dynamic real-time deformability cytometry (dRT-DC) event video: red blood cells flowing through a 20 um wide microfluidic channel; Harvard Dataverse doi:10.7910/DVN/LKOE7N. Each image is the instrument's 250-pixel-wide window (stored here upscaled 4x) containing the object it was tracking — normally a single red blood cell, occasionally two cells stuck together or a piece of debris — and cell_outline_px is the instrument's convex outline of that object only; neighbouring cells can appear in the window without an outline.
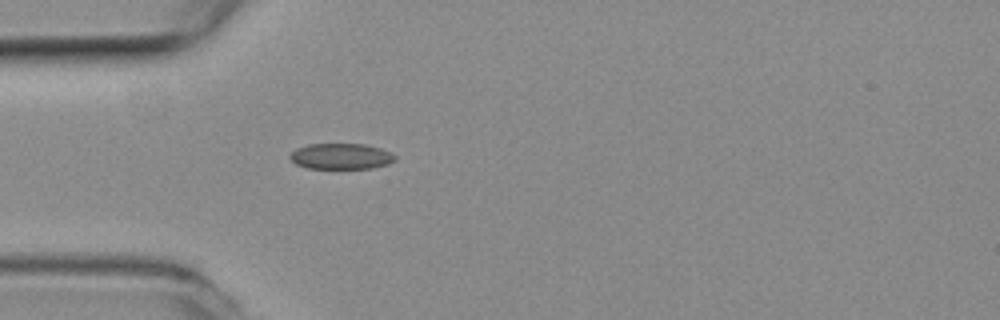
{"species": "common noctule bat (a hibernating species)", "species_latin": "Nyctalus noctula", "temperature_condition": "room temperature", "stored_images_in_passage": 40, "camera_frame_rate_fps": 3000, "um_per_image_px": 0.085, "animal": {"sex": "female", "body_mass_g": 19.3, "forearm_length_mm": 54.1}, "frame": {"image": 1, "passage_image": 1, "time_ms": 0.0, "image_size_px": [1000, 320], "cell_outline_px": [[396, 160], [388, 164], [372, 168], [308, 168], [296, 164], [288, 156], [296, 148], [308, 144], [364, 144], [380, 148], [392, 152], [396, 156]], "centroid_in_image_um": [29.01, 13.28], "position_along_channel_um": 56.0, "area_um2": 15.84}}
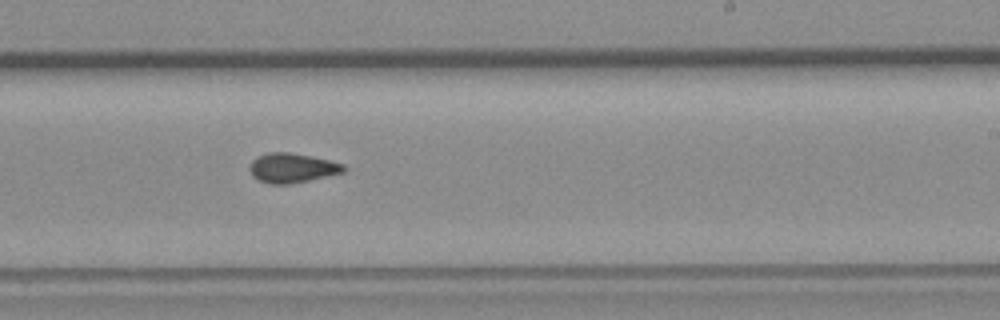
{"frame": {"image": 2, "passage_image": 18, "time_ms": 5.667, "image_size_px": [1000, 320], "cell_outline_px": [[348, 168], [344, 172], [308, 180], [288, 184], [268, 184], [252, 176], [248, 168], [252, 160], [256, 156], [268, 152], [288, 152], [328, 160], [344, 164]], "centroid_in_image_um": [24.79, 14.27], "position_along_channel_um": 264.2, "area_um2": 16.13}}
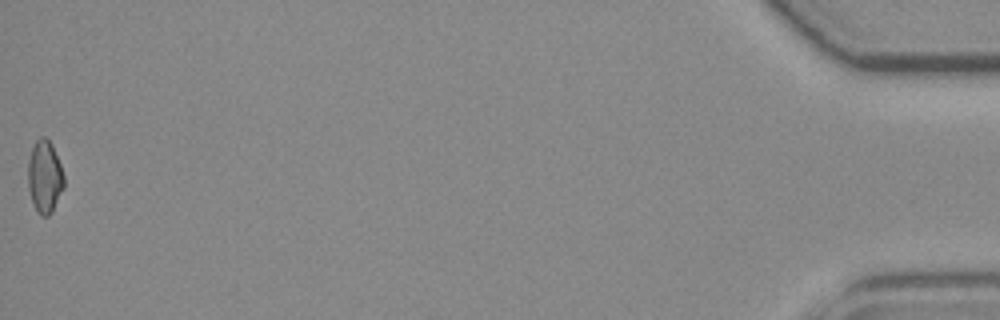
{"frame": {"image": 3, "passage_image": 40, "time_ms": 13.0, "image_size_px": [1000, 320], "cell_outline_px": [[64, 188], [52, 212], [48, 216], [40, 216], [36, 212], [28, 188], [28, 160], [32, 148], [36, 140], [40, 136], [44, 136], [52, 144], [60, 164], [64, 176]], "centroid_in_image_um": [3.8, 15.04], "position_along_channel_um": 431.4, "area_um2": 15.32}, "authors_computed_cell_mechanics": {"area_um2": 15.6927, "velocity_mm_per_s": 3.7427, "shape_relaxation_time_tau1_ms": null, "shape_relaxation_time_tau2_ms": 2.015, "deformation_change_tau1": null, "deformation_change_tau2": 0.0675}}